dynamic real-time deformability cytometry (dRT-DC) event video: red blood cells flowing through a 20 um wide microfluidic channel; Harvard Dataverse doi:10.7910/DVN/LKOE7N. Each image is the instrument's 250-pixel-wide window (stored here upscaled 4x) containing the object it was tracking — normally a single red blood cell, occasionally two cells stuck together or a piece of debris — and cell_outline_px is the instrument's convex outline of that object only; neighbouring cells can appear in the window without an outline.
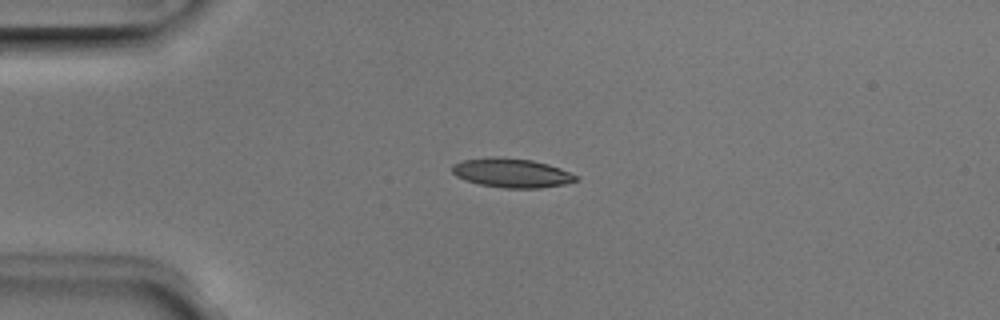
{"species": "Egyptian fruit bat (a non-hibernating species)", "species_latin": "Rousettus aegyptiacus", "temperature_condition": "room temperature", "stored_images_in_passage": 3, "camera_frame_rate_fps": 3000, "um_per_image_px": 0.085, "animal": {"sex": "male"}, "frame": {"image": 1, "passage_image": 2, "time_ms": 0.333, "image_size_px": [1000, 320], "cell_outline_px": [[580, 176], [576, 180], [564, 184], [540, 188], [504, 188], [480, 184], [464, 180], [456, 176], [452, 172], [452, 164], [464, 160], [488, 156], [496, 156], [532, 160], [548, 164], [560, 168]], "centroid_in_image_um": [43.48, 14.69], "position_along_channel_um": 41.5, "area_um2": 21.15}}